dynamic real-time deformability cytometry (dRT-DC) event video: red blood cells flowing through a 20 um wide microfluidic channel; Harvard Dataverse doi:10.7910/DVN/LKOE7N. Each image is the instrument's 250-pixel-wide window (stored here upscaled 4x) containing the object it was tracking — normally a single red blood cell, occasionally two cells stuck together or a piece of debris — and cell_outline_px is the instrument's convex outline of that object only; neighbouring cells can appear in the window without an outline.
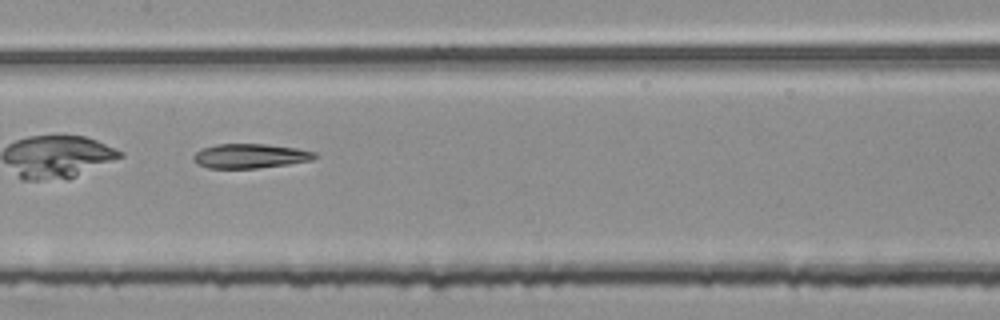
{"species": "common noctule bat (a hibernating species)", "species_latin": "Nyctalus noctula", "temperature_condition": "room temperature", "stored_images_in_passage": 39, "camera_frame_rate_fps": 3000, "um_per_image_px": 0.085, "animal": {"sex": "female", "body_mass_g": 25.1}, "frame": {"image": 1, "passage_image": 17, "time_ms": 5.333, "image_size_px": [1000, 320], "cell_outline_px": [[320, 156], [312, 160], [288, 164], [256, 168], [208, 168], [196, 164], [192, 160], [192, 156], [196, 152], [204, 148], [216, 144], [268, 144], [296, 148], [316, 152]], "centroid_in_image_um": [21.27, 13.26], "position_along_channel_um": 186.1, "area_um2": 17.4}}